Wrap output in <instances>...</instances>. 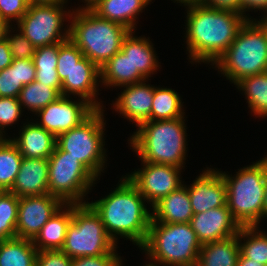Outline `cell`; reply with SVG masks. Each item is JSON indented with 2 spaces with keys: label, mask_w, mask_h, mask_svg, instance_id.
Returning <instances> with one entry per match:
<instances>
[{
  "label": "cell",
  "mask_w": 267,
  "mask_h": 266,
  "mask_svg": "<svg viewBox=\"0 0 267 266\" xmlns=\"http://www.w3.org/2000/svg\"><path fill=\"white\" fill-rule=\"evenodd\" d=\"M35 80L55 88L61 94V81L59 80L57 70H36Z\"/></svg>",
  "instance_id": "43"
},
{
  "label": "cell",
  "mask_w": 267,
  "mask_h": 266,
  "mask_svg": "<svg viewBox=\"0 0 267 266\" xmlns=\"http://www.w3.org/2000/svg\"><path fill=\"white\" fill-rule=\"evenodd\" d=\"M187 51L192 62L212 63L232 44L246 18L228 10H219L203 4L186 7Z\"/></svg>",
  "instance_id": "1"
},
{
  "label": "cell",
  "mask_w": 267,
  "mask_h": 266,
  "mask_svg": "<svg viewBox=\"0 0 267 266\" xmlns=\"http://www.w3.org/2000/svg\"><path fill=\"white\" fill-rule=\"evenodd\" d=\"M96 0H83L84 3H86L85 7H89L91 4H93Z\"/></svg>",
  "instance_id": "53"
},
{
  "label": "cell",
  "mask_w": 267,
  "mask_h": 266,
  "mask_svg": "<svg viewBox=\"0 0 267 266\" xmlns=\"http://www.w3.org/2000/svg\"><path fill=\"white\" fill-rule=\"evenodd\" d=\"M257 22L263 27V29L267 35V15L263 16L261 18V20L259 19Z\"/></svg>",
  "instance_id": "52"
},
{
  "label": "cell",
  "mask_w": 267,
  "mask_h": 266,
  "mask_svg": "<svg viewBox=\"0 0 267 266\" xmlns=\"http://www.w3.org/2000/svg\"><path fill=\"white\" fill-rule=\"evenodd\" d=\"M117 244L105 231L100 216L88 204H73V218L61 251L70 258L116 253Z\"/></svg>",
  "instance_id": "8"
},
{
  "label": "cell",
  "mask_w": 267,
  "mask_h": 266,
  "mask_svg": "<svg viewBox=\"0 0 267 266\" xmlns=\"http://www.w3.org/2000/svg\"><path fill=\"white\" fill-rule=\"evenodd\" d=\"M175 2L177 1V3H182L184 4V6H193L195 4H201V0H174Z\"/></svg>",
  "instance_id": "50"
},
{
  "label": "cell",
  "mask_w": 267,
  "mask_h": 266,
  "mask_svg": "<svg viewBox=\"0 0 267 266\" xmlns=\"http://www.w3.org/2000/svg\"><path fill=\"white\" fill-rule=\"evenodd\" d=\"M152 221L190 223L193 217L189 192L184 183L152 206Z\"/></svg>",
  "instance_id": "20"
},
{
  "label": "cell",
  "mask_w": 267,
  "mask_h": 266,
  "mask_svg": "<svg viewBox=\"0 0 267 266\" xmlns=\"http://www.w3.org/2000/svg\"><path fill=\"white\" fill-rule=\"evenodd\" d=\"M193 214L227 205V189L219 170H204L187 187Z\"/></svg>",
  "instance_id": "16"
},
{
  "label": "cell",
  "mask_w": 267,
  "mask_h": 266,
  "mask_svg": "<svg viewBox=\"0 0 267 266\" xmlns=\"http://www.w3.org/2000/svg\"><path fill=\"white\" fill-rule=\"evenodd\" d=\"M60 43L37 47L32 57L36 70H57Z\"/></svg>",
  "instance_id": "38"
},
{
  "label": "cell",
  "mask_w": 267,
  "mask_h": 266,
  "mask_svg": "<svg viewBox=\"0 0 267 266\" xmlns=\"http://www.w3.org/2000/svg\"><path fill=\"white\" fill-rule=\"evenodd\" d=\"M10 25L0 16V41L5 38V33Z\"/></svg>",
  "instance_id": "49"
},
{
  "label": "cell",
  "mask_w": 267,
  "mask_h": 266,
  "mask_svg": "<svg viewBox=\"0 0 267 266\" xmlns=\"http://www.w3.org/2000/svg\"><path fill=\"white\" fill-rule=\"evenodd\" d=\"M201 4L214 9L240 13V0H201Z\"/></svg>",
  "instance_id": "44"
},
{
  "label": "cell",
  "mask_w": 267,
  "mask_h": 266,
  "mask_svg": "<svg viewBox=\"0 0 267 266\" xmlns=\"http://www.w3.org/2000/svg\"><path fill=\"white\" fill-rule=\"evenodd\" d=\"M64 4L29 5L27 12L17 23V31L29 39L36 48L69 39V25L64 32L61 29L65 18L69 19L72 12L64 11Z\"/></svg>",
  "instance_id": "11"
},
{
  "label": "cell",
  "mask_w": 267,
  "mask_h": 266,
  "mask_svg": "<svg viewBox=\"0 0 267 266\" xmlns=\"http://www.w3.org/2000/svg\"><path fill=\"white\" fill-rule=\"evenodd\" d=\"M10 29H12L11 26L7 28L5 38L9 43L13 59H31L36 47L20 31L11 35L12 31Z\"/></svg>",
  "instance_id": "35"
},
{
  "label": "cell",
  "mask_w": 267,
  "mask_h": 266,
  "mask_svg": "<svg viewBox=\"0 0 267 266\" xmlns=\"http://www.w3.org/2000/svg\"><path fill=\"white\" fill-rule=\"evenodd\" d=\"M23 87L22 82L18 81L17 66L13 62L0 71V97L18 98Z\"/></svg>",
  "instance_id": "36"
},
{
  "label": "cell",
  "mask_w": 267,
  "mask_h": 266,
  "mask_svg": "<svg viewBox=\"0 0 267 266\" xmlns=\"http://www.w3.org/2000/svg\"><path fill=\"white\" fill-rule=\"evenodd\" d=\"M100 81L105 87H120L147 80L137 69H133L128 56L120 50L100 67Z\"/></svg>",
  "instance_id": "25"
},
{
  "label": "cell",
  "mask_w": 267,
  "mask_h": 266,
  "mask_svg": "<svg viewBox=\"0 0 267 266\" xmlns=\"http://www.w3.org/2000/svg\"><path fill=\"white\" fill-rule=\"evenodd\" d=\"M49 194L59 198L64 204H82L84 196L95 184L97 178L69 152L57 145L48 158ZM92 186V187H91Z\"/></svg>",
  "instance_id": "10"
},
{
  "label": "cell",
  "mask_w": 267,
  "mask_h": 266,
  "mask_svg": "<svg viewBox=\"0 0 267 266\" xmlns=\"http://www.w3.org/2000/svg\"><path fill=\"white\" fill-rule=\"evenodd\" d=\"M236 266H266L260 262L252 261V259L245 258L241 253L238 256Z\"/></svg>",
  "instance_id": "47"
},
{
  "label": "cell",
  "mask_w": 267,
  "mask_h": 266,
  "mask_svg": "<svg viewBox=\"0 0 267 266\" xmlns=\"http://www.w3.org/2000/svg\"><path fill=\"white\" fill-rule=\"evenodd\" d=\"M267 217V183L264 195V203H263V218Z\"/></svg>",
  "instance_id": "51"
},
{
  "label": "cell",
  "mask_w": 267,
  "mask_h": 266,
  "mask_svg": "<svg viewBox=\"0 0 267 266\" xmlns=\"http://www.w3.org/2000/svg\"><path fill=\"white\" fill-rule=\"evenodd\" d=\"M72 266H122V259L117 253L72 259Z\"/></svg>",
  "instance_id": "40"
},
{
  "label": "cell",
  "mask_w": 267,
  "mask_h": 266,
  "mask_svg": "<svg viewBox=\"0 0 267 266\" xmlns=\"http://www.w3.org/2000/svg\"><path fill=\"white\" fill-rule=\"evenodd\" d=\"M181 97L175 90L154 86L150 121L171 120L184 116Z\"/></svg>",
  "instance_id": "29"
},
{
  "label": "cell",
  "mask_w": 267,
  "mask_h": 266,
  "mask_svg": "<svg viewBox=\"0 0 267 266\" xmlns=\"http://www.w3.org/2000/svg\"><path fill=\"white\" fill-rule=\"evenodd\" d=\"M72 218L73 204H64L32 240L37 251L61 250Z\"/></svg>",
  "instance_id": "23"
},
{
  "label": "cell",
  "mask_w": 267,
  "mask_h": 266,
  "mask_svg": "<svg viewBox=\"0 0 267 266\" xmlns=\"http://www.w3.org/2000/svg\"><path fill=\"white\" fill-rule=\"evenodd\" d=\"M154 262V263H153ZM153 262H151V259H150V262L149 263H147L146 265H143V266H159L158 264V262H156V261H153Z\"/></svg>",
  "instance_id": "54"
},
{
  "label": "cell",
  "mask_w": 267,
  "mask_h": 266,
  "mask_svg": "<svg viewBox=\"0 0 267 266\" xmlns=\"http://www.w3.org/2000/svg\"><path fill=\"white\" fill-rule=\"evenodd\" d=\"M142 164V170H134L126 177L151 206L182 185L179 174L182 168L149 162Z\"/></svg>",
  "instance_id": "12"
},
{
  "label": "cell",
  "mask_w": 267,
  "mask_h": 266,
  "mask_svg": "<svg viewBox=\"0 0 267 266\" xmlns=\"http://www.w3.org/2000/svg\"><path fill=\"white\" fill-rule=\"evenodd\" d=\"M190 224L201 245L227 239L241 229L227 205L194 214Z\"/></svg>",
  "instance_id": "15"
},
{
  "label": "cell",
  "mask_w": 267,
  "mask_h": 266,
  "mask_svg": "<svg viewBox=\"0 0 267 266\" xmlns=\"http://www.w3.org/2000/svg\"><path fill=\"white\" fill-rule=\"evenodd\" d=\"M19 136L10 140L26 158L48 159L54 152L57 138L36 122H29L21 128Z\"/></svg>",
  "instance_id": "21"
},
{
  "label": "cell",
  "mask_w": 267,
  "mask_h": 266,
  "mask_svg": "<svg viewBox=\"0 0 267 266\" xmlns=\"http://www.w3.org/2000/svg\"><path fill=\"white\" fill-rule=\"evenodd\" d=\"M19 197L10 191H0V241L16 237Z\"/></svg>",
  "instance_id": "33"
},
{
  "label": "cell",
  "mask_w": 267,
  "mask_h": 266,
  "mask_svg": "<svg viewBox=\"0 0 267 266\" xmlns=\"http://www.w3.org/2000/svg\"><path fill=\"white\" fill-rule=\"evenodd\" d=\"M103 114V108L95 109L78 126L60 134L56 141L62 151L78 159L96 178L101 175L107 161Z\"/></svg>",
  "instance_id": "9"
},
{
  "label": "cell",
  "mask_w": 267,
  "mask_h": 266,
  "mask_svg": "<svg viewBox=\"0 0 267 266\" xmlns=\"http://www.w3.org/2000/svg\"><path fill=\"white\" fill-rule=\"evenodd\" d=\"M27 0H0V16L9 24L19 22L28 10ZM15 19V20H13Z\"/></svg>",
  "instance_id": "39"
},
{
  "label": "cell",
  "mask_w": 267,
  "mask_h": 266,
  "mask_svg": "<svg viewBox=\"0 0 267 266\" xmlns=\"http://www.w3.org/2000/svg\"><path fill=\"white\" fill-rule=\"evenodd\" d=\"M152 0H96L89 8L99 17L135 30L139 12Z\"/></svg>",
  "instance_id": "22"
},
{
  "label": "cell",
  "mask_w": 267,
  "mask_h": 266,
  "mask_svg": "<svg viewBox=\"0 0 267 266\" xmlns=\"http://www.w3.org/2000/svg\"><path fill=\"white\" fill-rule=\"evenodd\" d=\"M254 20H246L232 44L213 64L234 85L244 77L267 71V35Z\"/></svg>",
  "instance_id": "7"
},
{
  "label": "cell",
  "mask_w": 267,
  "mask_h": 266,
  "mask_svg": "<svg viewBox=\"0 0 267 266\" xmlns=\"http://www.w3.org/2000/svg\"><path fill=\"white\" fill-rule=\"evenodd\" d=\"M120 182L109 195L87 203L100 216L105 231L115 243L121 236L140 249L147 238L152 212L148 211L145 198L126 176Z\"/></svg>",
  "instance_id": "2"
},
{
  "label": "cell",
  "mask_w": 267,
  "mask_h": 266,
  "mask_svg": "<svg viewBox=\"0 0 267 266\" xmlns=\"http://www.w3.org/2000/svg\"><path fill=\"white\" fill-rule=\"evenodd\" d=\"M100 68L87 57L80 59L61 83V96L78 95L95 109H102V105L95 98L100 82ZM99 80V81H98Z\"/></svg>",
  "instance_id": "17"
},
{
  "label": "cell",
  "mask_w": 267,
  "mask_h": 266,
  "mask_svg": "<svg viewBox=\"0 0 267 266\" xmlns=\"http://www.w3.org/2000/svg\"><path fill=\"white\" fill-rule=\"evenodd\" d=\"M244 91L248 107L259 117L267 116V71L242 78L235 84Z\"/></svg>",
  "instance_id": "28"
},
{
  "label": "cell",
  "mask_w": 267,
  "mask_h": 266,
  "mask_svg": "<svg viewBox=\"0 0 267 266\" xmlns=\"http://www.w3.org/2000/svg\"><path fill=\"white\" fill-rule=\"evenodd\" d=\"M23 156L8 138L0 142V191H10L20 170Z\"/></svg>",
  "instance_id": "30"
},
{
  "label": "cell",
  "mask_w": 267,
  "mask_h": 266,
  "mask_svg": "<svg viewBox=\"0 0 267 266\" xmlns=\"http://www.w3.org/2000/svg\"><path fill=\"white\" fill-rule=\"evenodd\" d=\"M250 9H257V11L265 10L267 14V0H240V14H242L247 20H250L251 17L249 18L245 12Z\"/></svg>",
  "instance_id": "45"
},
{
  "label": "cell",
  "mask_w": 267,
  "mask_h": 266,
  "mask_svg": "<svg viewBox=\"0 0 267 266\" xmlns=\"http://www.w3.org/2000/svg\"><path fill=\"white\" fill-rule=\"evenodd\" d=\"M4 139H5L4 135H2V134L0 133V142L3 141Z\"/></svg>",
  "instance_id": "55"
},
{
  "label": "cell",
  "mask_w": 267,
  "mask_h": 266,
  "mask_svg": "<svg viewBox=\"0 0 267 266\" xmlns=\"http://www.w3.org/2000/svg\"><path fill=\"white\" fill-rule=\"evenodd\" d=\"M145 82L121 86L126 88L113 104L115 111L136 123L137 127L145 121H150L154 86L146 85Z\"/></svg>",
  "instance_id": "18"
},
{
  "label": "cell",
  "mask_w": 267,
  "mask_h": 266,
  "mask_svg": "<svg viewBox=\"0 0 267 266\" xmlns=\"http://www.w3.org/2000/svg\"><path fill=\"white\" fill-rule=\"evenodd\" d=\"M258 227L259 226L241 227L237 234L240 253L245 258L252 259V261L260 262L267 266V233L259 231ZM242 238L244 243H241Z\"/></svg>",
  "instance_id": "31"
},
{
  "label": "cell",
  "mask_w": 267,
  "mask_h": 266,
  "mask_svg": "<svg viewBox=\"0 0 267 266\" xmlns=\"http://www.w3.org/2000/svg\"><path fill=\"white\" fill-rule=\"evenodd\" d=\"M227 189V206L243 226H259L267 183V155L240 169L234 177L220 171Z\"/></svg>",
  "instance_id": "5"
},
{
  "label": "cell",
  "mask_w": 267,
  "mask_h": 266,
  "mask_svg": "<svg viewBox=\"0 0 267 266\" xmlns=\"http://www.w3.org/2000/svg\"><path fill=\"white\" fill-rule=\"evenodd\" d=\"M70 96H60L55 102L48 104L37 115L36 122L56 138L84 121L95 108L84 99L72 101Z\"/></svg>",
  "instance_id": "13"
},
{
  "label": "cell",
  "mask_w": 267,
  "mask_h": 266,
  "mask_svg": "<svg viewBox=\"0 0 267 266\" xmlns=\"http://www.w3.org/2000/svg\"><path fill=\"white\" fill-rule=\"evenodd\" d=\"M190 223H161L151 220L147 238L140 247L162 266H197L201 249Z\"/></svg>",
  "instance_id": "6"
},
{
  "label": "cell",
  "mask_w": 267,
  "mask_h": 266,
  "mask_svg": "<svg viewBox=\"0 0 267 266\" xmlns=\"http://www.w3.org/2000/svg\"><path fill=\"white\" fill-rule=\"evenodd\" d=\"M240 254L238 235L201 246L197 266H236Z\"/></svg>",
  "instance_id": "26"
},
{
  "label": "cell",
  "mask_w": 267,
  "mask_h": 266,
  "mask_svg": "<svg viewBox=\"0 0 267 266\" xmlns=\"http://www.w3.org/2000/svg\"><path fill=\"white\" fill-rule=\"evenodd\" d=\"M13 56L6 38L0 41V71L12 64Z\"/></svg>",
  "instance_id": "46"
},
{
  "label": "cell",
  "mask_w": 267,
  "mask_h": 266,
  "mask_svg": "<svg viewBox=\"0 0 267 266\" xmlns=\"http://www.w3.org/2000/svg\"><path fill=\"white\" fill-rule=\"evenodd\" d=\"M64 203L47 193L19 198L16 237L33 240Z\"/></svg>",
  "instance_id": "14"
},
{
  "label": "cell",
  "mask_w": 267,
  "mask_h": 266,
  "mask_svg": "<svg viewBox=\"0 0 267 266\" xmlns=\"http://www.w3.org/2000/svg\"><path fill=\"white\" fill-rule=\"evenodd\" d=\"M17 66L18 81L23 85H27L35 81L36 68L31 59H13L12 61Z\"/></svg>",
  "instance_id": "42"
},
{
  "label": "cell",
  "mask_w": 267,
  "mask_h": 266,
  "mask_svg": "<svg viewBox=\"0 0 267 266\" xmlns=\"http://www.w3.org/2000/svg\"><path fill=\"white\" fill-rule=\"evenodd\" d=\"M27 1L29 5L59 4L67 2V0H27Z\"/></svg>",
  "instance_id": "48"
},
{
  "label": "cell",
  "mask_w": 267,
  "mask_h": 266,
  "mask_svg": "<svg viewBox=\"0 0 267 266\" xmlns=\"http://www.w3.org/2000/svg\"><path fill=\"white\" fill-rule=\"evenodd\" d=\"M83 57L84 54L70 39L60 42L56 69L61 83L69 75L75 64Z\"/></svg>",
  "instance_id": "34"
},
{
  "label": "cell",
  "mask_w": 267,
  "mask_h": 266,
  "mask_svg": "<svg viewBox=\"0 0 267 266\" xmlns=\"http://www.w3.org/2000/svg\"><path fill=\"white\" fill-rule=\"evenodd\" d=\"M69 22V39L99 68L121 50L130 32L85 6L78 7L76 12L73 10Z\"/></svg>",
  "instance_id": "4"
},
{
  "label": "cell",
  "mask_w": 267,
  "mask_h": 266,
  "mask_svg": "<svg viewBox=\"0 0 267 266\" xmlns=\"http://www.w3.org/2000/svg\"><path fill=\"white\" fill-rule=\"evenodd\" d=\"M37 249L32 240L11 238L0 241V266H36Z\"/></svg>",
  "instance_id": "27"
},
{
  "label": "cell",
  "mask_w": 267,
  "mask_h": 266,
  "mask_svg": "<svg viewBox=\"0 0 267 266\" xmlns=\"http://www.w3.org/2000/svg\"><path fill=\"white\" fill-rule=\"evenodd\" d=\"M60 96L61 94L55 88L35 80L24 85L18 99L21 106L27 107L36 115L48 104L55 102Z\"/></svg>",
  "instance_id": "32"
},
{
  "label": "cell",
  "mask_w": 267,
  "mask_h": 266,
  "mask_svg": "<svg viewBox=\"0 0 267 266\" xmlns=\"http://www.w3.org/2000/svg\"><path fill=\"white\" fill-rule=\"evenodd\" d=\"M133 34L134 32L130 31L124 38L121 51L128 56L133 69H137L148 79L151 77V74H154L158 70V58L149 38L137 37L133 36Z\"/></svg>",
  "instance_id": "24"
},
{
  "label": "cell",
  "mask_w": 267,
  "mask_h": 266,
  "mask_svg": "<svg viewBox=\"0 0 267 266\" xmlns=\"http://www.w3.org/2000/svg\"><path fill=\"white\" fill-rule=\"evenodd\" d=\"M36 266H72V258L61 250L38 251Z\"/></svg>",
  "instance_id": "41"
},
{
  "label": "cell",
  "mask_w": 267,
  "mask_h": 266,
  "mask_svg": "<svg viewBox=\"0 0 267 266\" xmlns=\"http://www.w3.org/2000/svg\"><path fill=\"white\" fill-rule=\"evenodd\" d=\"M22 114V106L18 98L0 97V133L2 135L6 126L18 121Z\"/></svg>",
  "instance_id": "37"
},
{
  "label": "cell",
  "mask_w": 267,
  "mask_h": 266,
  "mask_svg": "<svg viewBox=\"0 0 267 266\" xmlns=\"http://www.w3.org/2000/svg\"><path fill=\"white\" fill-rule=\"evenodd\" d=\"M184 118L141 123L128 140L139 160L183 168L187 151Z\"/></svg>",
  "instance_id": "3"
},
{
  "label": "cell",
  "mask_w": 267,
  "mask_h": 266,
  "mask_svg": "<svg viewBox=\"0 0 267 266\" xmlns=\"http://www.w3.org/2000/svg\"><path fill=\"white\" fill-rule=\"evenodd\" d=\"M48 179V159L23 157L10 192L19 198L47 194L49 193Z\"/></svg>",
  "instance_id": "19"
}]
</instances>
